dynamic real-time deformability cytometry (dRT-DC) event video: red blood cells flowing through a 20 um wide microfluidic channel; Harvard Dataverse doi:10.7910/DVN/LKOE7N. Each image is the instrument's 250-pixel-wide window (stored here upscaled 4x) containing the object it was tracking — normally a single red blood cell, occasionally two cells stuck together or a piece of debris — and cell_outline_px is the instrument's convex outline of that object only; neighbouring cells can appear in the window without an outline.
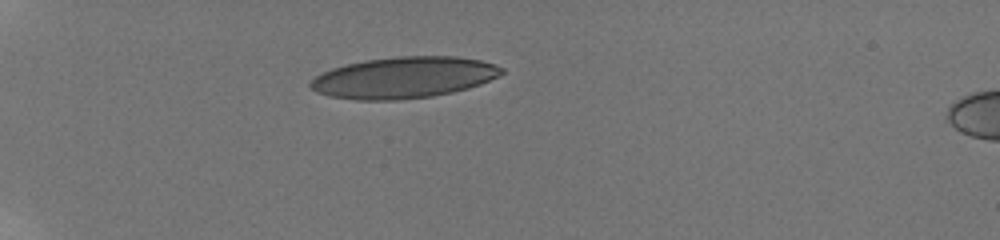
{"species": "human", "species_latin": "Homo sapiens", "temperature_condition": "room temperature", "stored_images_in_passage": 13, "camera_frame_rate_fps": 3000, "um_per_image_px": 0.085, "donor": {"sex": "male"}, "frame": {"image": 1, "passage_image": 1, "time_ms": 0.0, "image_size_px": [1000, 240], "cell_outline_px": [[504, 72], [500, 76], [480, 84], [468, 88], [452, 92], [432, 96], [400, 100], [356, 100], [328, 96], [316, 92], [308, 84], [316, 76], [332, 68], [364, 60], [400, 56], [456, 56], [480, 60], [496, 64], [504, 68]], "centroid_in_image_um": [34.35, 6.59], "position_along_channel_um": 50.7, "area_um2": 46.12}}
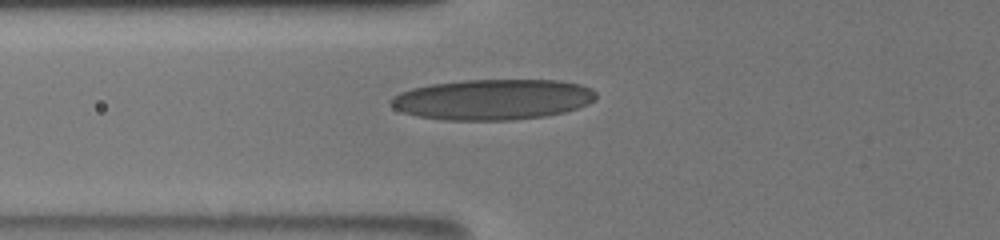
{"frame": {"image": 2, "passage_image": 6, "time_ms": 2.0, "image_size_px": [1000, 240], "cell_outline_px": [[596, 100], [588, 104], [564, 112], [544, 116], [512, 120], [444, 120], [416, 116], [392, 108], [388, 104], [388, 100], [392, 96], [400, 92], [412, 88], [432, 84], [464, 80], [560, 80], [580, 84], [592, 88], [596, 92]], "centroid_in_image_um": [41.86, 8.45], "position_along_channel_um": 83.9, "area_um2": 48.84}}
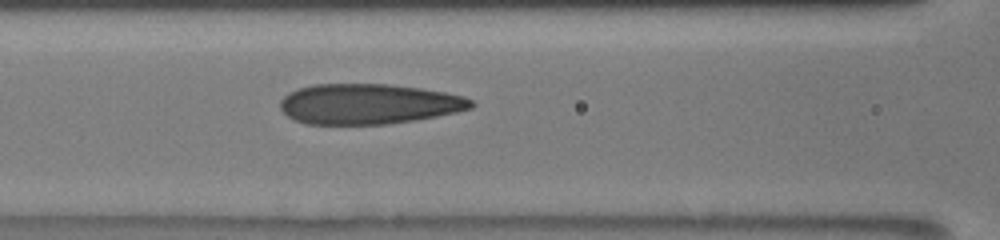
{"frame": {"image": 3, "passage_image": 10, "time_ms": 3.333, "image_size_px": [1000, 240], "cell_outline_px": [[476, 104], [472, 108], [456, 112], [416, 120], [388, 124], [304, 124], [292, 120], [280, 108], [280, 100], [288, 92], [312, 84], [388, 84], [420, 88], [444, 92], [464, 96], [472, 100]], "centroid_in_image_um": [31.32, 8.84], "position_along_channel_um": 135.3, "area_um2": 45.08}}